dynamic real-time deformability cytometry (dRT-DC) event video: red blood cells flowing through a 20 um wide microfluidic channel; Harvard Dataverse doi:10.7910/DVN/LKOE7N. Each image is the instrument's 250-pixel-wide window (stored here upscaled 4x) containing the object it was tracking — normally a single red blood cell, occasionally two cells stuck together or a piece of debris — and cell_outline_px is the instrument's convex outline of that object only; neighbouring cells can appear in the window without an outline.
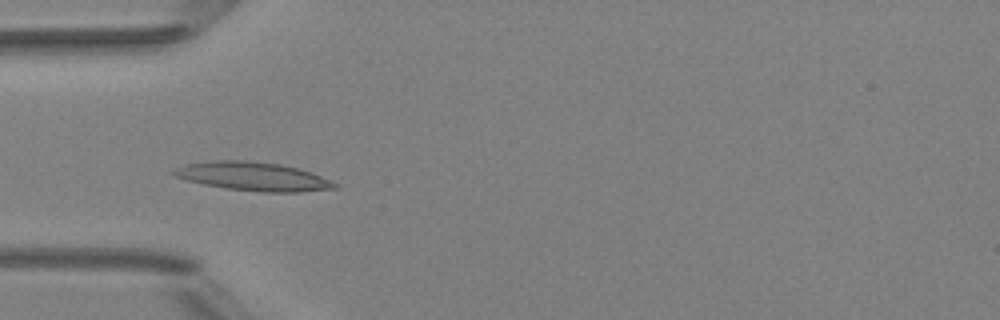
{"species": "Egyptian fruit bat (a non-hibernating species)", "species_latin": "Rousettus aegyptiacus", "temperature_condition": "room temperature", "stored_images_in_passage": 6, "camera_frame_rate_fps": 3000, "um_per_image_px": 0.085, "animal": {"sex": "female"}, "frame": {"image": 1, "passage_image": 3, "time_ms": 2.333, "image_size_px": [1000, 320], "cell_outline_px": [[340, 184], [336, 188], [300, 192], [264, 192], [224, 188], [204, 184], [188, 180], [176, 176], [168, 172], [184, 164], [216, 160], [244, 160], [280, 164], [296, 168], [332, 180]], "centroid_in_image_um": [21.5, 15.0], "position_along_channel_um": 63.5, "area_um2": 26.7}}
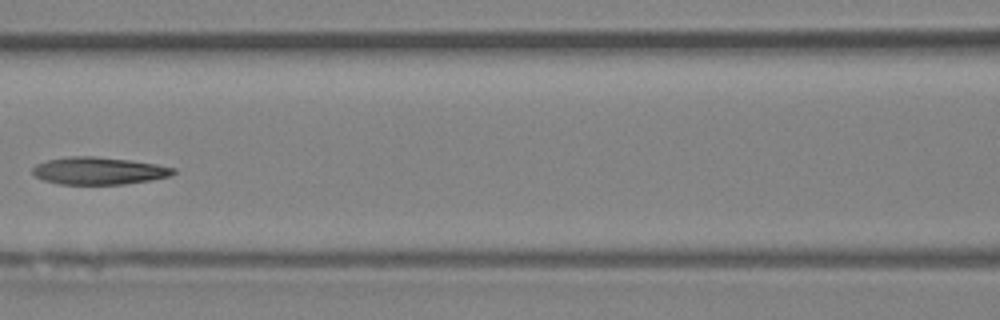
{"frame": {"image": 2, "passage_image": 5, "time_ms": 4.667, "image_size_px": [1000, 320], "cell_outline_px": [[176, 172], [172, 176], [152, 180], [124, 184], [60, 184], [44, 180], [36, 176], [32, 172], [32, 168], [36, 164], [48, 160], [72, 156], [92, 156], [128, 160], [156, 164], [176, 168]], "centroid_in_image_um": [8.43, 14.52], "position_along_channel_um": 158.2, "area_um2": 22.37}}
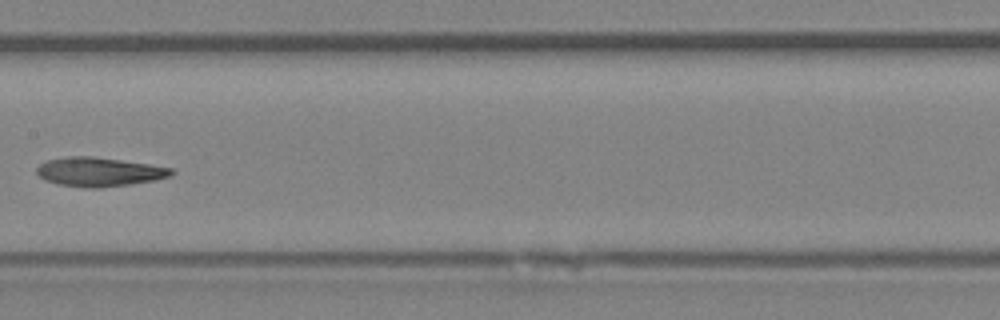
{"frame": {"image": 3, "passage_image": 6, "time_ms": 5.667, "image_size_px": [1000, 320], "cell_outline_px": [[176, 172], [172, 176], [152, 180], [128, 184], [100, 188], [84, 188], [56, 184], [44, 180], [36, 172], [36, 168], [40, 164], [48, 160], [68, 156], [92, 156], [148, 164], [172, 168]], "centroid_in_image_um": [8.4, 14.61], "position_along_channel_um": 199.0, "area_um2": 22.77}}